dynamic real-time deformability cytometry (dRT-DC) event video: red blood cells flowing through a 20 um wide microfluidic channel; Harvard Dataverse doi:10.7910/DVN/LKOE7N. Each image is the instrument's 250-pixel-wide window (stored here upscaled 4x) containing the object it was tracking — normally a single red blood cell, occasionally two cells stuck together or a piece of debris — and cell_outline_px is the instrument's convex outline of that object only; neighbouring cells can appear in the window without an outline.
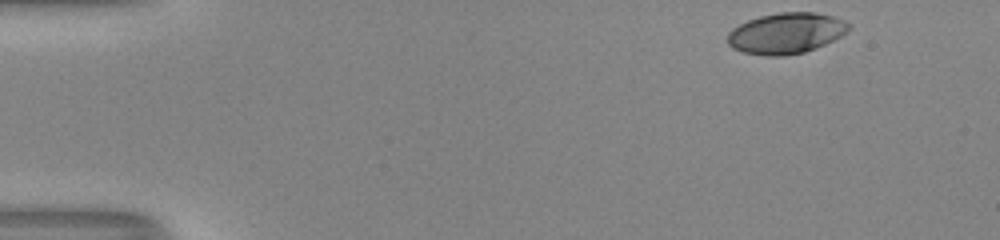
{"species": "human", "species_latin": "Homo sapiens", "temperature_condition": "room temperature", "stored_images_in_passage": 48, "camera_frame_rate_fps": 3000, "um_per_image_px": 0.085, "donor": {"sex": "male"}, "frame": {"image": 1, "passage_image": 1, "time_ms": 0.0, "image_size_px": [1000, 240], "cell_outline_px": [[852, 28], [848, 32], [824, 44], [804, 52], [784, 56], [768, 56], [744, 52], [732, 48], [728, 44], [728, 32], [732, 28], [748, 20], [760, 16], [780, 12], [812, 12], [832, 16], [844, 20], [852, 24]], "centroid_in_image_um": [66.83, 2.82], "position_along_channel_um": 18.2, "area_um2": 28.84}}
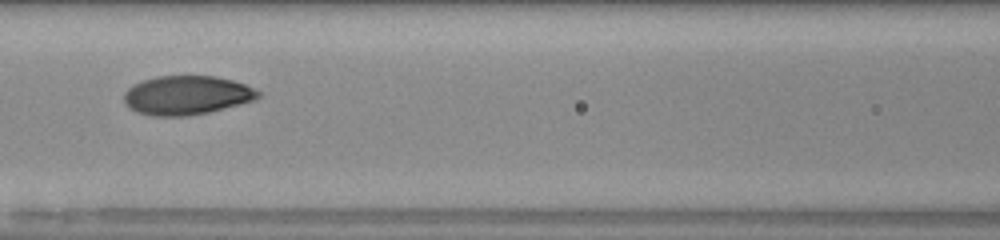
{"frame": {"image": 2, "passage_image": 20, "time_ms": 6.333, "image_size_px": [1000, 240], "cell_outline_px": [[260, 96], [252, 100], [208, 112], [188, 116], [152, 116], [136, 112], [128, 108], [124, 104], [124, 92], [128, 88], [144, 80], [156, 76], [216, 76], [232, 80], [244, 84], [260, 92]], "centroid_in_image_um": [15.81, 8.1], "position_along_channel_um": 150.8, "area_um2": 30.29}}
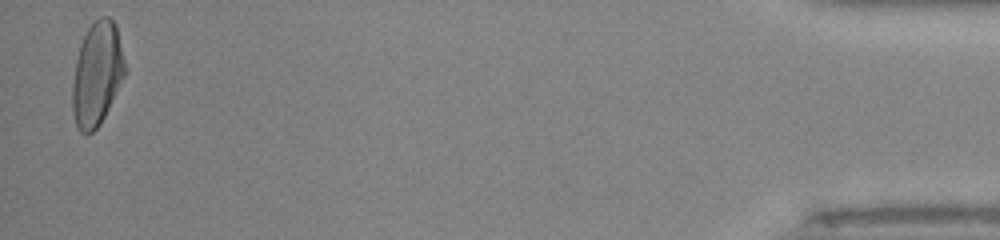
{"frame": {"image": 3, "passage_image": 47, "time_ms": 15.333, "image_size_px": [1000, 240], "cell_outline_px": [[128, 72], [100, 124], [88, 136], [84, 136], [76, 128], [72, 112], [72, 84], [76, 60], [80, 44], [88, 28], [100, 16], [108, 16], [116, 24]], "centroid_in_image_um": [8.26, 6.33], "position_along_channel_um": 426.9, "area_um2": 32.31}, "authors_computed_cell_mechanics": {"area_um2": 30.4028, "velocity_mm_per_s": 4.0727, "shape_relaxation_time_tau1_ms": 3.8516, "shape_relaxation_time_tau2_ms": 1.0107, "deformation_change_tau1": 0.1666, "deformation_change_tau2": 0.0521}}